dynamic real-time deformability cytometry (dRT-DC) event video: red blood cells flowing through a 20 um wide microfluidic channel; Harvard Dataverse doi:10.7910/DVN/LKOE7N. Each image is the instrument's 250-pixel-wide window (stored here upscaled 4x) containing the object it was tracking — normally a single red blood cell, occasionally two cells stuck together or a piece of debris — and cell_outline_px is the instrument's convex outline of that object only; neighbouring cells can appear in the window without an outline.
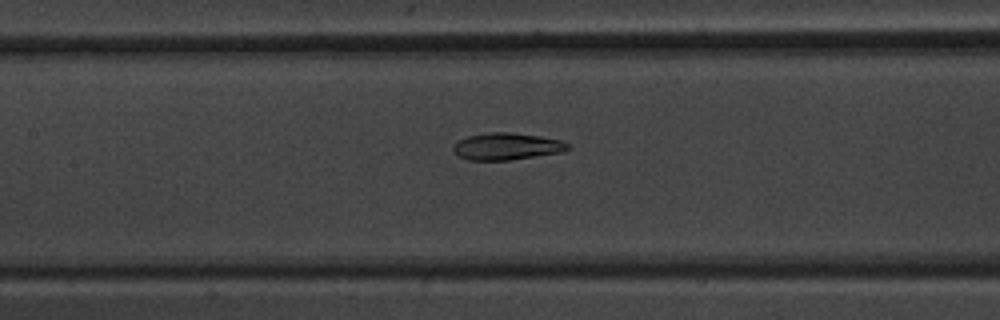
{"species": "common noctule bat (a hibernating species)", "species_latin": "Nyctalus noctula", "temperature_condition": "warm", "stored_images_in_passage": 51, "camera_frame_rate_fps": 3000, "um_per_image_px": 0.085, "animal": {"sex": "male", "body_mass_g": 20.1, "forearm_length_mm": 53.5}, "frame": {"image": 1, "passage_image": 24, "time_ms": 7.667, "image_size_px": [1000, 320], "cell_outline_px": [[572, 148], [564, 152], [508, 160], [468, 160], [460, 156], [452, 148], [460, 140], [468, 136], [488, 132], [512, 132], [540, 136], [560, 140], [568, 144]], "centroid_in_image_um": [43.13, 12.44], "position_along_channel_um": 164.3, "area_um2": 17.92}}
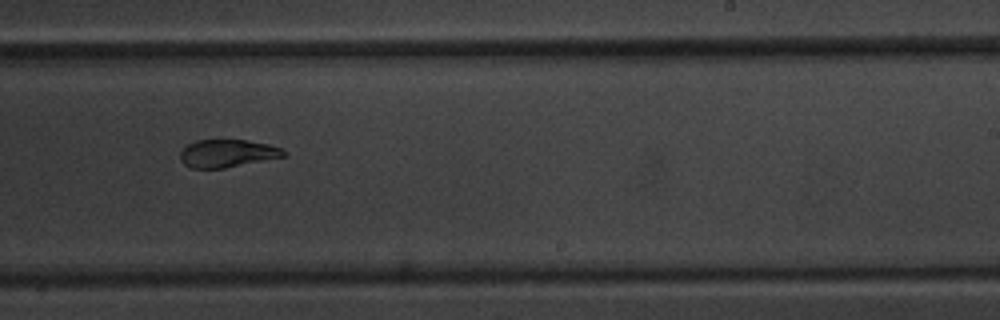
{"frame": {"image": 2, "passage_image": 32, "time_ms": 10.333, "image_size_px": [1000, 320], "cell_outline_px": [[288, 152], [284, 156], [224, 168], [192, 168], [184, 164], [180, 160], [180, 152], [188, 144], [196, 140], [248, 140], [268, 144], [280, 148]], "centroid_in_image_um": [19.3, 13.03], "position_along_channel_um": 269.7, "area_um2": 16.59}}
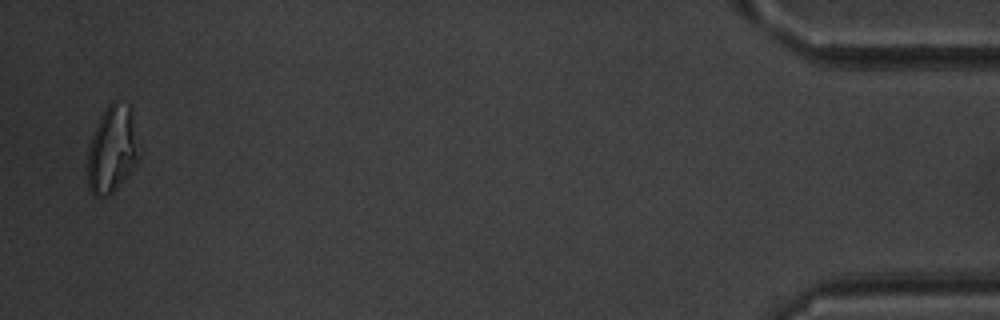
{"frame": {"image": 3, "passage_image": 50, "time_ms": 16.333, "image_size_px": [1000, 320], "cell_outline_px": [[136, 164], [116, 188], [108, 196], [92, 196], [88, 188], [88, 148], [92, 136], [100, 116], [108, 104], [112, 100], [116, 100], [132, 104], [136, 156]], "centroid_in_image_um": [9.49, 12.66], "position_along_channel_um": 425.7, "area_um2": 25.61}, "authors_computed_cell_mechanics": {"area_um2": 20.4612, "velocity_mm_per_s": 3.9617, "shape_relaxation_time_tau1_ms": 4.326, "shape_relaxation_time_tau2_ms": 1.6961, "deformation_change_tau1": 0.1642, "deformation_change_tau2": 0.0699}}